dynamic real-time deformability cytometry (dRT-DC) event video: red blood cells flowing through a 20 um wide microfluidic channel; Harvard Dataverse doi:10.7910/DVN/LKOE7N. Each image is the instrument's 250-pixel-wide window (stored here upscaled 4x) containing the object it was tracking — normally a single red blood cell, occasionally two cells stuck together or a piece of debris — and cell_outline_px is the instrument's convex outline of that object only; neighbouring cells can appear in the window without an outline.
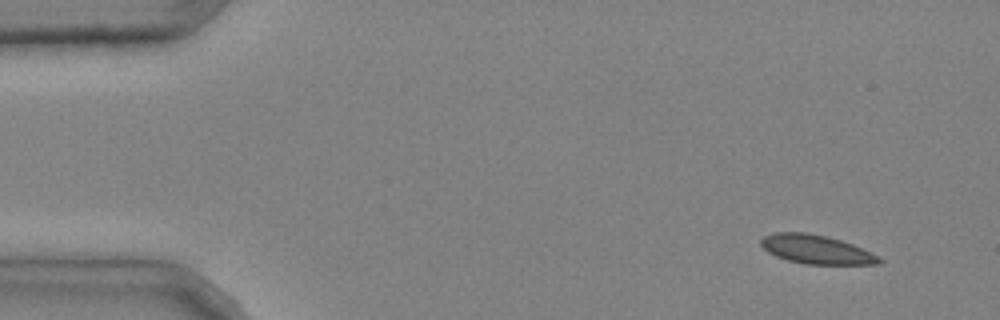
{"species": "common noctule bat (a hibernating species)", "species_latin": "Nyctalus noctula", "temperature_condition": "cold", "stored_images_in_passage": 4, "camera_frame_rate_fps": 3000, "um_per_image_px": 0.085, "animal": {"sex": "male", "body_mass_g": 20.4}, "frame": {"image": 1, "passage_image": 1, "time_ms": 0.0, "image_size_px": [1000, 320], "cell_outline_px": [[884, 260], [880, 264], [804, 264], [788, 260], [776, 256], [768, 252], [760, 244], [760, 240], [764, 236], [776, 232], [808, 232], [828, 236], [852, 244]], "centroid_in_image_um": [69.34, 21.19], "position_along_channel_um": 15.7, "area_um2": 19.71}}
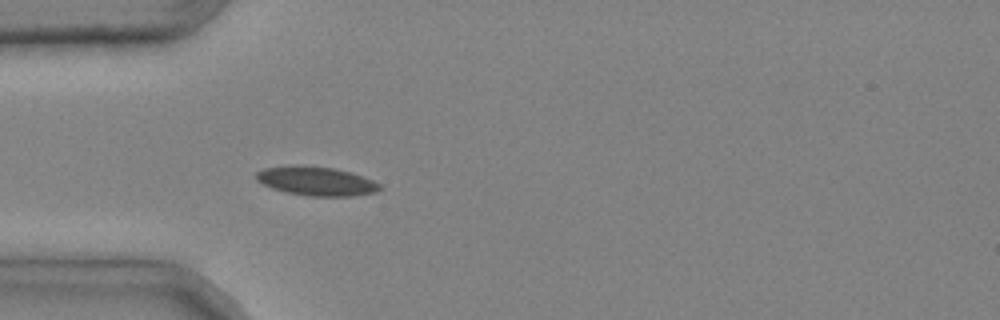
{"frame": {"image": 2, "passage_image": 4, "time_ms": 1.0, "image_size_px": [1000, 320], "cell_outline_px": [[384, 188], [376, 192], [352, 196], [308, 196], [284, 192], [272, 188], [256, 180], [256, 172], [264, 168], [296, 164], [332, 168], [352, 172], [372, 180], [380, 184]], "centroid_in_image_um": [26.89, 15.39], "position_along_channel_um": 58.1, "area_um2": 21.04}}